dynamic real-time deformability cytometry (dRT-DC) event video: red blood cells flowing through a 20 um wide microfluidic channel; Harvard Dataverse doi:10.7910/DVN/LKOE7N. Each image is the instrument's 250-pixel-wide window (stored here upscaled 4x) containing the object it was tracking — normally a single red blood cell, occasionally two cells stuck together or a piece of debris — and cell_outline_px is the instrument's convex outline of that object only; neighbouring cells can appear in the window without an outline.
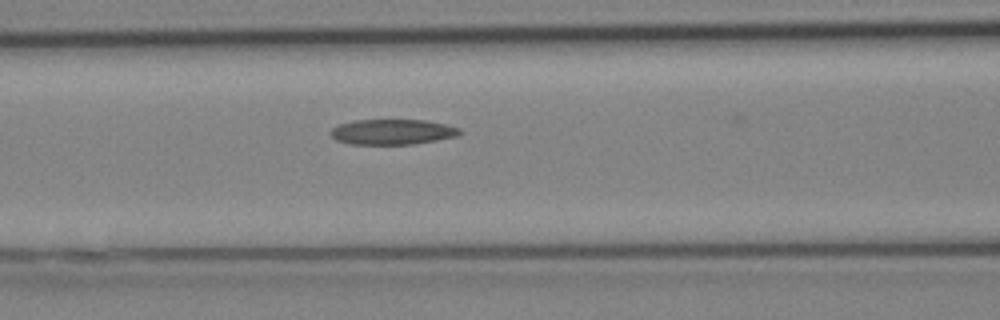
{"species": "Egyptian fruit bat (a non-hibernating species)", "species_latin": "Rousettus aegyptiacus", "temperature_condition": "cold", "stored_images_in_passage": 14, "camera_frame_rate_fps": 3000, "um_per_image_px": 0.085, "animal": {"sex": "female"}, "frame": {"image": 1, "passage_image": 10, "time_ms": 3.0, "image_size_px": [1000, 320], "cell_outline_px": [[464, 132], [456, 136], [436, 140], [412, 144], [348, 144], [336, 140], [328, 132], [332, 128], [340, 124], [352, 120], [424, 120], [448, 124], [460, 128]], "centroid_in_image_um": [33.36, 11.2], "position_along_channel_um": 133.2, "area_um2": 19.19}}
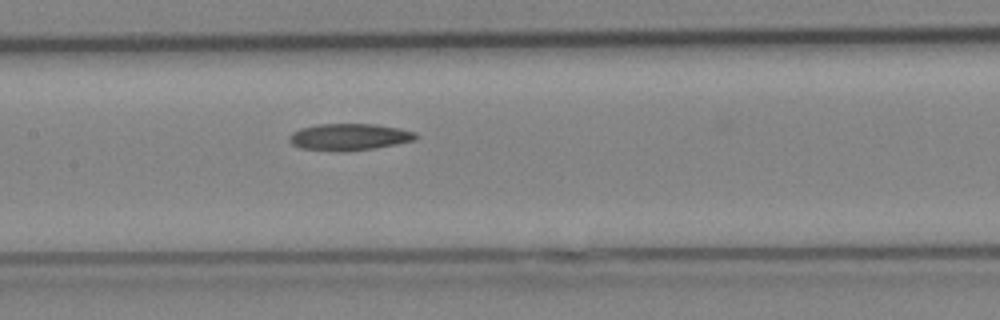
{"frame": {"image": 2, "passage_image": 12, "time_ms": 3.667, "image_size_px": [1000, 320], "cell_outline_px": [[420, 136], [416, 140], [376, 148], [344, 152], [340, 152], [300, 148], [292, 144], [288, 140], [288, 136], [292, 132], [300, 128], [316, 124], [376, 124], [416, 132]], "centroid_in_image_um": [29.67, 11.65], "position_along_channel_um": 177.7, "area_um2": 20.0}}
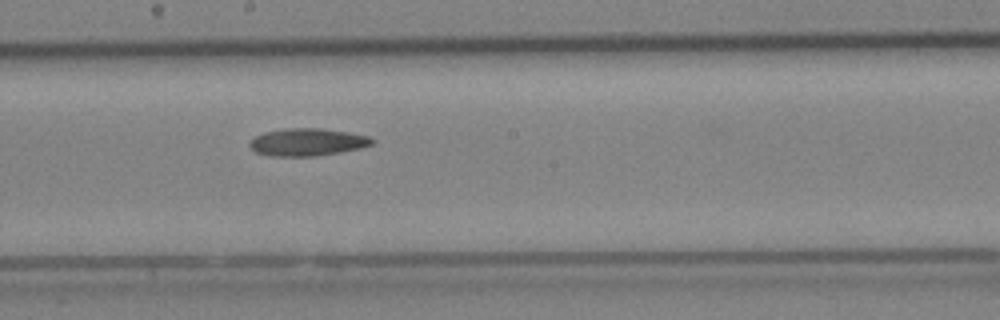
{"frame": {"image": 3, "passage_image": 14, "time_ms": 4.333, "image_size_px": [1000, 320], "cell_outline_px": [[376, 140], [372, 144], [360, 148], [340, 152], [316, 156], [268, 156], [256, 152], [248, 144], [256, 136], [264, 132], [284, 128], [324, 128], [348, 132], [368, 136]], "centroid_in_image_um": [26.13, 12.07], "position_along_channel_um": 222.1, "area_um2": 19.65}}